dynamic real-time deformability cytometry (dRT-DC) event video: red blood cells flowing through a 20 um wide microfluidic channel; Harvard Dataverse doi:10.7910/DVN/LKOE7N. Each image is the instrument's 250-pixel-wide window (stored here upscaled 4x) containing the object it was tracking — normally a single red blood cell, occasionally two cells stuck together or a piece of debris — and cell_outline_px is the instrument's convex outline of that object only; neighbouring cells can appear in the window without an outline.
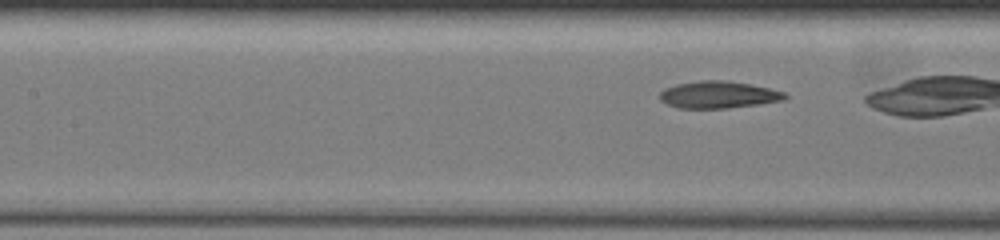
{"species": "common noctule bat (a hibernating species)", "species_latin": "Nyctalus noctula", "temperature_condition": "warm", "stored_images_in_passage": 34, "camera_frame_rate_fps": 3000, "um_per_image_px": 0.085, "animal": {"sex": "female", "body_mass_g": 19.5, "forearm_length_mm": 54.1}, "frame": {"image": 1, "passage_image": 12, "time_ms": 3.667, "image_size_px": [1000, 240], "cell_outline_px": [[788, 96], [784, 100], [728, 108], [676, 108], [660, 100], [660, 92], [664, 88], [676, 84], [700, 80], [728, 80], [768, 88], [784, 92]], "centroid_in_image_um": [61.03, 8.05], "position_along_channel_um": 146.4, "area_um2": 19.65}}
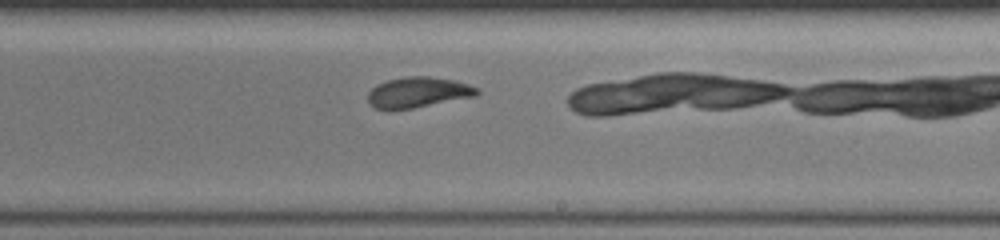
{"frame": {"image": 2, "passage_image": 22, "time_ms": 7.0, "image_size_px": [1000, 240], "cell_outline_px": [[480, 92], [476, 96], [412, 108], [376, 108], [368, 104], [368, 92], [376, 84], [384, 80], [408, 76], [428, 76], [452, 80], [468, 84], [480, 88]], "centroid_in_image_um": [35.54, 7.83], "position_along_channel_um": 253.5, "area_um2": 19.31}}
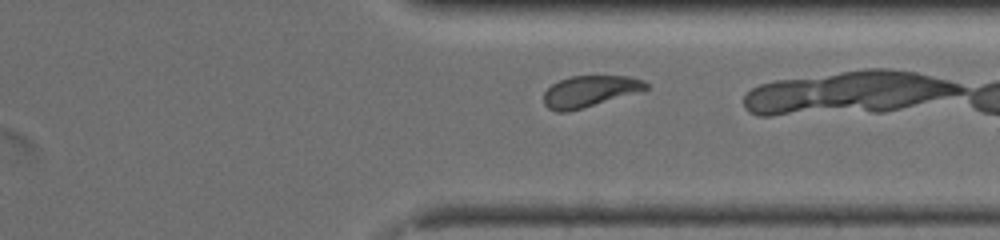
{"frame": {"image": 3, "passage_image": 32, "time_ms": 10.333, "image_size_px": [1000, 240], "cell_outline_px": [[648, 88], [644, 92], [568, 112], [556, 112], [548, 108], [544, 104], [544, 92], [552, 84], [568, 76], [628, 76], [644, 80], [648, 84]], "centroid_in_image_um": [50.17, 7.77], "position_along_channel_um": 361.2, "area_um2": 19.07}}